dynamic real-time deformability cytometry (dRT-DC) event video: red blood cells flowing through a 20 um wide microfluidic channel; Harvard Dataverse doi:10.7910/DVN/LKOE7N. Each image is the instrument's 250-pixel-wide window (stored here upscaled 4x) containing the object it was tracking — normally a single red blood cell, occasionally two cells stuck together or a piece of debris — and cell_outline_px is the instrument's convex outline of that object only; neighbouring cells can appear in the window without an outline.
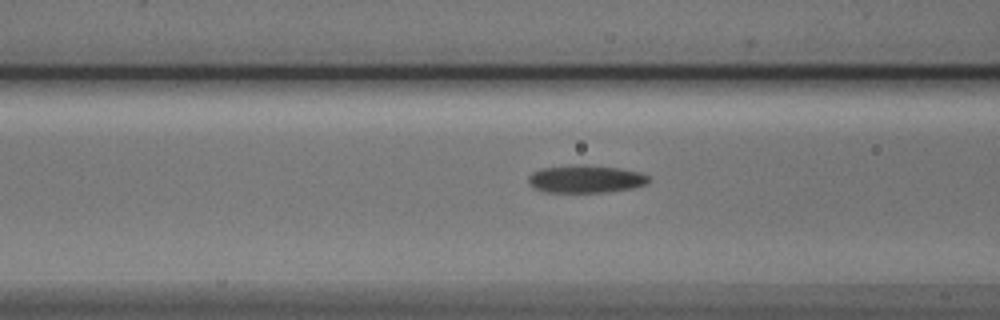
{"species": "Egyptian fruit bat (a non-hibernating species)", "species_latin": "Rousettus aegyptiacus", "temperature_condition": "cold", "stored_images_in_passage": 7, "camera_frame_rate_fps": 3000, "um_per_image_px": 0.085, "animal": {"sex": "male"}, "frame": {"image": 1, "passage_image": 5, "time_ms": 1.333, "image_size_px": [1000, 320], "cell_outline_px": [[652, 180], [648, 184], [632, 188], [608, 192], [544, 192], [532, 188], [528, 184], [528, 176], [532, 172], [540, 168], [616, 168], [640, 172], [648, 176]], "centroid_in_image_um": [49.79, 15.28], "position_along_channel_um": 116.8, "area_um2": 18.55}}